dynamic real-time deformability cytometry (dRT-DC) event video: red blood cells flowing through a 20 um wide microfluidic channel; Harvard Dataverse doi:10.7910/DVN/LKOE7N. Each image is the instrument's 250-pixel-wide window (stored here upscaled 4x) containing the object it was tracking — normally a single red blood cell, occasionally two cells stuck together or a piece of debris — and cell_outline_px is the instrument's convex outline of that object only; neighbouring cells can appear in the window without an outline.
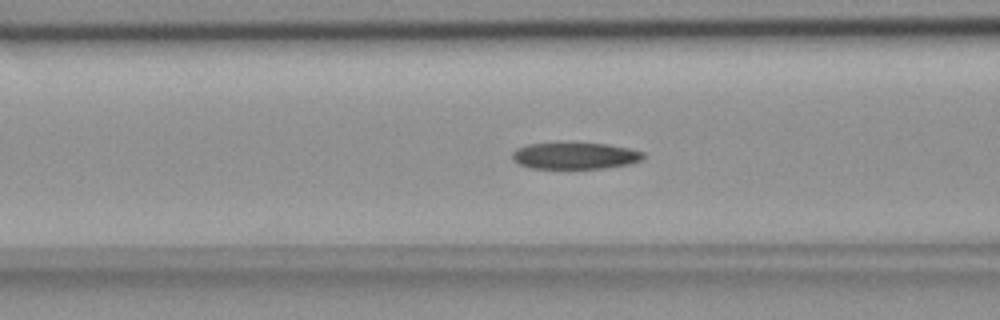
{"species": "common noctule bat (a hibernating species)", "species_latin": "Nyctalus noctula", "temperature_condition": "room temperature", "stored_images_in_passage": 49, "camera_frame_rate_fps": 3000, "um_per_image_px": 0.085, "animal": {"sex": "female", "body_mass_g": 18.4}, "frame": {"image": 1, "passage_image": 15, "time_ms": 4.667, "image_size_px": [1000, 320], "cell_outline_px": [[644, 160], [632, 164], [604, 168], [532, 168], [520, 164], [512, 160], [512, 152], [516, 148], [528, 144], [608, 144], [628, 148], [644, 152]], "centroid_in_image_um": [48.92, 13.25], "position_along_channel_um": 117.7, "area_um2": 20.11}}
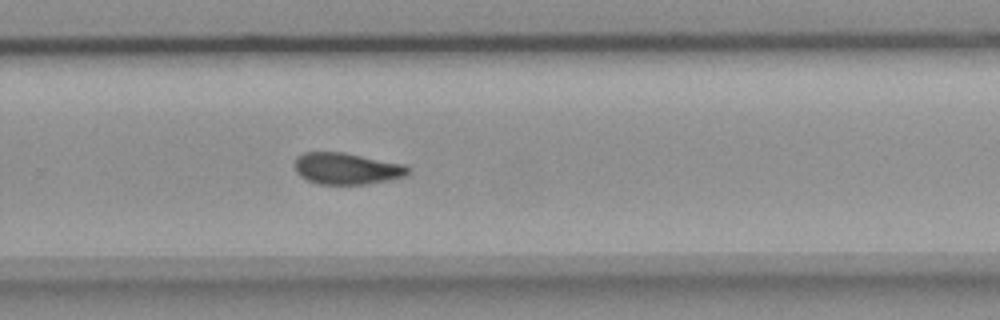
{"frame": {"image": 2, "passage_image": 30, "time_ms": 9.667, "image_size_px": [1000, 320], "cell_outline_px": [[412, 168], [404, 176], [392, 180], [368, 184], [316, 184], [300, 176], [296, 172], [296, 156], [304, 152], [344, 152], [404, 164]], "centroid_in_image_um": [29.49, 14.33], "position_along_channel_um": 300.3, "area_um2": 20.98}}
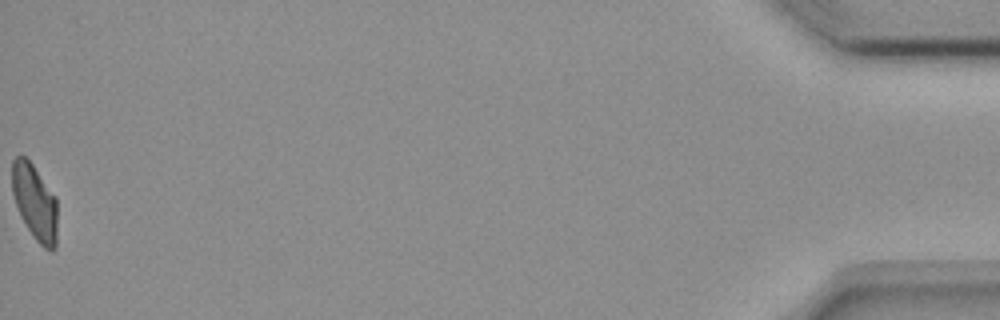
{"frame": {"image": 3, "passage_image": 49, "time_ms": 16.0, "image_size_px": [1000, 320], "cell_outline_px": [[56, 248], [52, 252], [44, 248], [36, 240], [20, 216], [12, 192], [12, 160], [16, 156], [24, 156], [32, 164], [56, 196]], "centroid_in_image_um": [2.96, 17.19], "position_along_channel_um": 432.2, "area_um2": 19.88}, "authors_computed_cell_mechanics": {"area_um2": 21.1548, "velocity_mm_per_s": 3.6606, "shape_relaxation_time_tau1_ms": null, "shape_relaxation_time_tau2_ms": 6.9866, "deformation_change_tau1": null, "deformation_change_tau2": 0.1274}}